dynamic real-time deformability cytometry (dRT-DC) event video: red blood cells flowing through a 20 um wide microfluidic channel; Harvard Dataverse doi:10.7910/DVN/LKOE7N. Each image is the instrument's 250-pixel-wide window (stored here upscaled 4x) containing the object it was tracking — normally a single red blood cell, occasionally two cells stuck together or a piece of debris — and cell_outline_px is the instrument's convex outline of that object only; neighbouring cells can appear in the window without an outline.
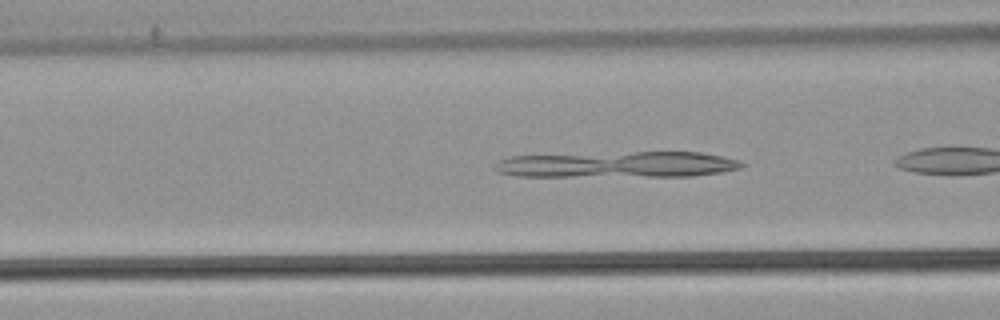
{"species": "common noctule bat (a hibernating species)", "species_latin": "Nyctalus noctula", "temperature_condition": "warm", "stored_images_in_passage": 5, "camera_frame_rate_fps": 3000, "um_per_image_px": 0.085, "animal": {"sex": "male", "body_mass_g": 21.5, "forearm_length_mm": 52.0}, "frame": {"image": 1, "passage_image": 3, "time_ms": 0.667, "image_size_px": [1000, 320], "cell_outline_px": [[748, 164], [740, 168], [724, 172], [692, 176], [516, 176], [500, 172], [492, 168], [500, 160], [512, 156], [636, 152], [700, 152], [740, 160]], "centroid_in_image_um": [52.58, 13.99], "position_along_channel_um": 114.0, "area_um2": 37.34}}